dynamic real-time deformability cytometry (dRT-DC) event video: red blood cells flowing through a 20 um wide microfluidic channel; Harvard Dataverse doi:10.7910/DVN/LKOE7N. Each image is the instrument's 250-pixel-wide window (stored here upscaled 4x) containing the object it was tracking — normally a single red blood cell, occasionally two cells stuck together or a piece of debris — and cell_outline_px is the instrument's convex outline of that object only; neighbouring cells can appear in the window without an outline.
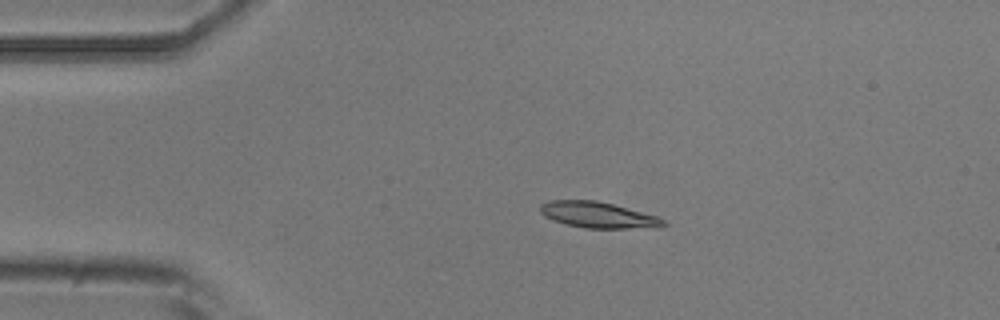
{"species": "common noctule bat (a hibernating species)", "species_latin": "Nyctalus noctula", "temperature_condition": "room temperature", "stored_images_in_passage": 3, "camera_frame_rate_fps": 3000, "um_per_image_px": 0.085, "animal": {"sex": "male", "body_mass_g": 20.5, "forearm_length_mm": 52.5}, "frame": {"image": 1, "passage_image": 2, "time_ms": 1.333, "image_size_px": [1000, 320], "cell_outline_px": [[668, 224], [660, 228], [584, 228], [564, 224], [552, 220], [544, 216], [540, 212], [540, 204], [548, 200], [596, 200], [612, 204], [656, 216], [668, 220]], "centroid_in_image_um": [50.85, 18.28], "position_along_channel_um": 34.2, "area_um2": 18.9}}